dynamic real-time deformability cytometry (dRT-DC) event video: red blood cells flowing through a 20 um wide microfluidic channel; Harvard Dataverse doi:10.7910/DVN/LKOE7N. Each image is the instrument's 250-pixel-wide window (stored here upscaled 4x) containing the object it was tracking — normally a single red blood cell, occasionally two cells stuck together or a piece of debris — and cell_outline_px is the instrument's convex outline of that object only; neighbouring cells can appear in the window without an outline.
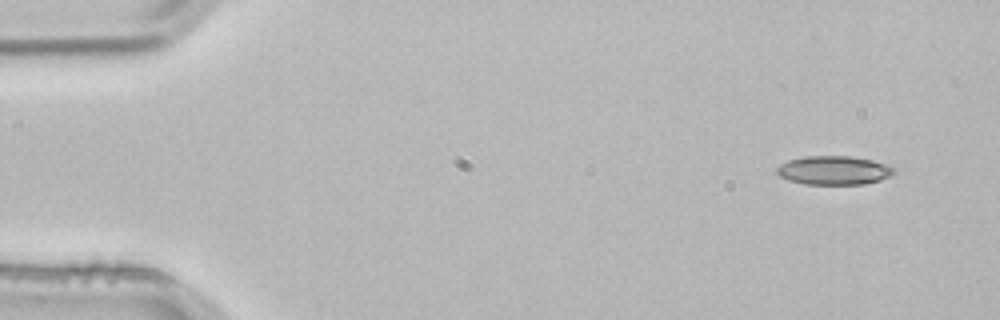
{"species": "common noctule bat (a hibernating species)", "species_latin": "Nyctalus noctula", "temperature_condition": "room temperature", "stored_images_in_passage": 3, "camera_frame_rate_fps": 3000, "um_per_image_px": 0.085, "animal": {"sex": "male", "body_mass_g": 21.5, "forearm_length_mm": 52.0}, "frame": {"image": 1, "passage_image": 1, "time_ms": 0.0, "image_size_px": [1000, 320], "cell_outline_px": [[892, 176], [880, 180], [864, 184], [804, 184], [788, 180], [780, 176], [776, 172], [776, 168], [780, 164], [788, 160], [804, 156], [848, 156], [872, 160], [888, 164], [892, 168]], "centroid_in_image_um": [70.85, 14.48], "position_along_channel_um": 14.2, "area_um2": 19.65}}
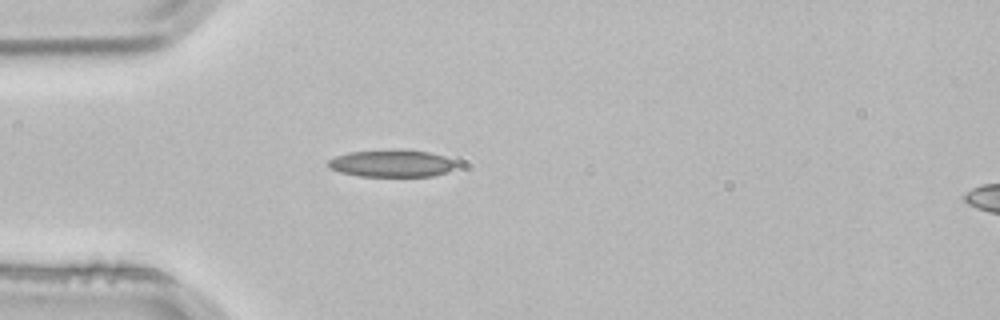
{"frame": {"image": 2, "passage_image": 3, "time_ms": 0.667, "image_size_px": [1000, 320], "cell_outline_px": [[456, 164], [448, 172], [432, 176], [360, 176], [340, 172], [328, 168], [328, 160], [336, 156], [348, 152], [428, 152], [444, 156], [452, 160]], "centroid_in_image_um": [33.26, 13.93], "position_along_channel_um": 51.7, "area_um2": 19.31}}